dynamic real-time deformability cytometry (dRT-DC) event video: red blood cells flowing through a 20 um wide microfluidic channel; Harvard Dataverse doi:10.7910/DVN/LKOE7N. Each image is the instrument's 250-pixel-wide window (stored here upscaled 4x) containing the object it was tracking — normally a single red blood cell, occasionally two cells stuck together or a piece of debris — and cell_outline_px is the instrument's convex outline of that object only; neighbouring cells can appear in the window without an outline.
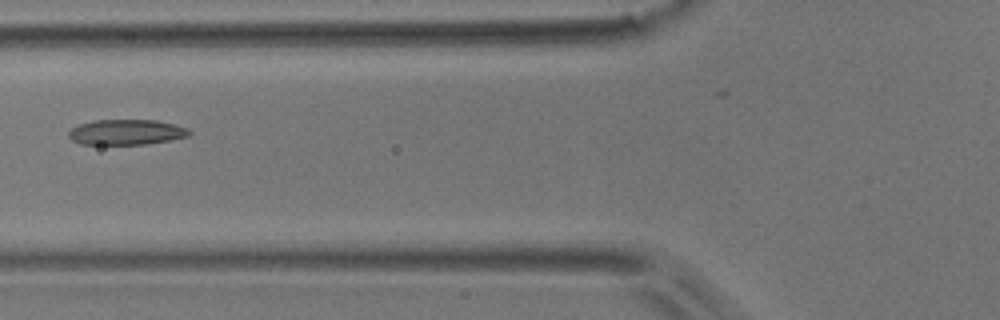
{"species": "common noctule bat (a hibernating species)", "species_latin": "Nyctalus noctula", "temperature_condition": "room temperature", "stored_images_in_passage": 6, "camera_frame_rate_fps": 3000, "um_per_image_px": 0.085, "animal": {"sex": "male", "body_mass_g": 17.9}, "frame": {"image": 1, "passage_image": 6, "time_ms": 1.667, "image_size_px": [1000, 320], "cell_outline_px": [[192, 132], [188, 136], [168, 140], [144, 144], [80, 144], [72, 140], [68, 136], [68, 132], [76, 124], [92, 120], [156, 120], [176, 124], [188, 128]], "centroid_in_image_um": [10.71, 11.22], "position_along_channel_um": 115.1, "area_um2": 17.92}}